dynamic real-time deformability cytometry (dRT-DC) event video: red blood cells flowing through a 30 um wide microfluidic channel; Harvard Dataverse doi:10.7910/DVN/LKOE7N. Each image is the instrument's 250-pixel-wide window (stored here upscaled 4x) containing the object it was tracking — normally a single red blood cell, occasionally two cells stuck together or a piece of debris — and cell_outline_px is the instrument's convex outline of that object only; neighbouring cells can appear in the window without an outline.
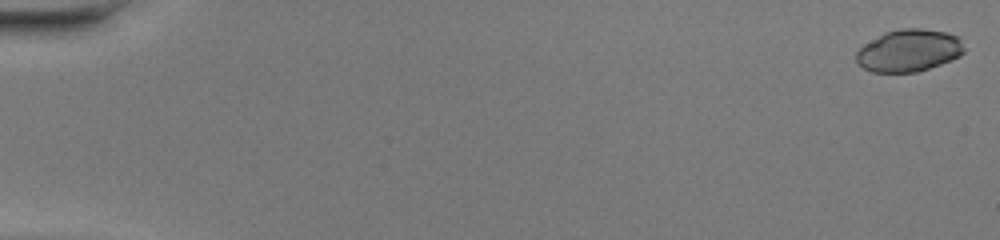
{"species": "common noctule bat (a hibernating species)", "species_latin": "Nyctalus noctula", "temperature_condition": "warm", "stored_images_in_passage": 49, "camera_frame_rate_fps": 3000, "um_per_image_px": 0.085, "animal": {"sex": "female", "body_mass_g": 20.0, "forearm_length_mm": 54.0}, "frame": {"image": 1, "passage_image": 1, "time_ms": 0.0, "image_size_px": [1000, 240], "cell_outline_px": [[964, 52], [960, 56], [952, 60], [916, 72], [872, 72], [864, 68], [856, 60], [856, 52], [864, 44], [884, 32], [900, 28], [920, 28], [944, 32], [960, 36], [964, 48]], "centroid_in_image_um": [77.27, 4.28], "position_along_channel_um": 7.7, "area_um2": 26.59}}
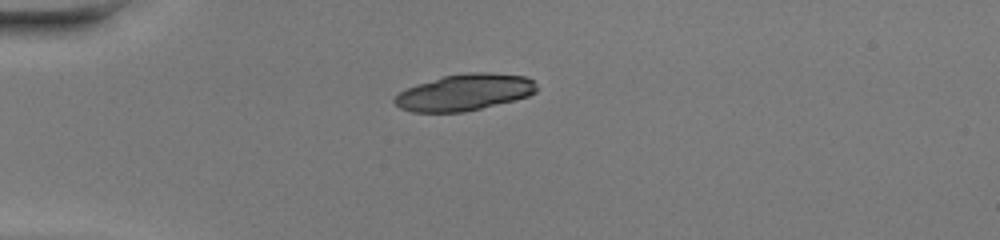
{"frame": {"image": 2, "passage_image": 14, "time_ms": 4.333, "image_size_px": [1000, 240], "cell_outline_px": [[536, 92], [528, 96], [464, 112], [412, 112], [400, 108], [392, 100], [400, 92], [416, 84], [444, 76], [468, 72], [488, 72], [524, 76], [532, 80], [536, 84]], "centroid_in_image_um": [39.46, 7.84], "position_along_channel_um": 45.5, "area_um2": 29.88}}